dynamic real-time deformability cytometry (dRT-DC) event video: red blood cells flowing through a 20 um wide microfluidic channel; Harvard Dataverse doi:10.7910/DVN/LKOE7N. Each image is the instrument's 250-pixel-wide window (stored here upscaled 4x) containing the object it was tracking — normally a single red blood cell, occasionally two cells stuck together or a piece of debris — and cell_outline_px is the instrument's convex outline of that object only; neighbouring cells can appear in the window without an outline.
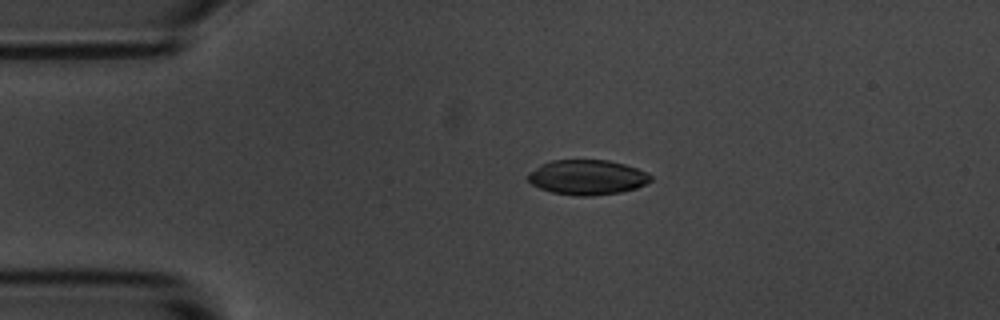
{"species": "common noctule bat (a hibernating species)", "species_latin": "Nyctalus noctula", "temperature_condition": "room temperature", "stored_images_in_passage": 44, "camera_frame_rate_fps": 3000, "um_per_image_px": 0.085, "animal": {"sex": "male", "body_mass_g": 20.1, "forearm_length_mm": 53.5}, "frame": {"image": 1, "passage_image": 1, "time_ms": 0.0, "image_size_px": [1000, 320], "cell_outline_px": [[652, 180], [636, 188], [620, 192], [592, 196], [576, 196], [552, 192], [540, 188], [532, 184], [528, 180], [528, 172], [540, 164], [552, 160], [608, 160], [624, 164], [648, 172], [652, 176]], "centroid_in_image_um": [49.9, 15.06], "position_along_channel_um": 35.1, "area_um2": 25.03}}
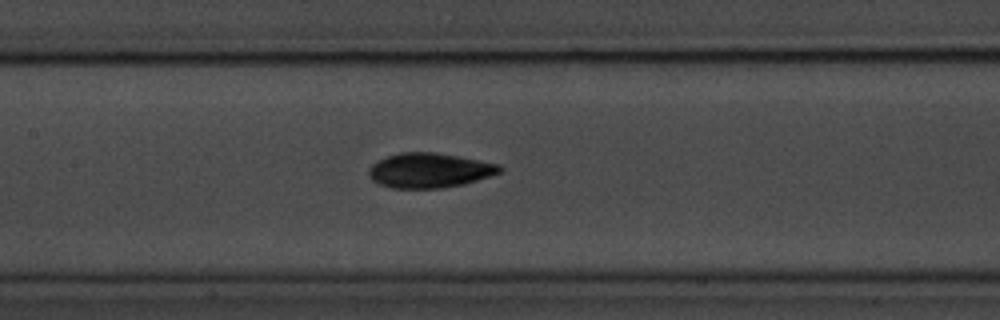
{"frame": {"image": 2, "passage_image": 15, "time_ms": 4.667, "image_size_px": [1000, 320], "cell_outline_px": [[504, 168], [500, 172], [464, 184], [444, 188], [392, 188], [380, 184], [372, 180], [368, 176], [368, 168], [372, 164], [388, 156], [400, 152], [436, 152], [500, 164]], "centroid_in_image_um": [36.49, 14.48], "position_along_channel_um": 170.9, "area_um2": 26.47}}
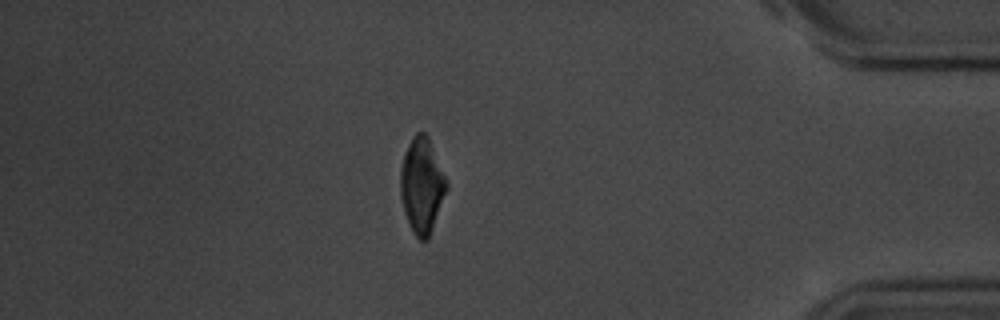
{"frame": {"image": 3, "passage_image": 37, "time_ms": 12.0, "image_size_px": [1000, 320], "cell_outline_px": [[448, 188], [428, 240], [420, 240], [412, 232], [408, 224], [404, 212], [400, 196], [400, 168], [404, 152], [412, 136], [416, 132], [424, 132], [428, 136], [448, 184]], "centroid_in_image_um": [35.84, 15.77], "position_along_channel_um": 399.4, "area_um2": 25.78}, "authors_computed_cell_mechanics": {"area_um2": 25.8944, "velocity_mm_per_s": 3.6368, "shape_relaxation_time_tau1_ms": 2.9466, "shape_relaxation_time_tau2_ms": 2.4999, "deformation_change_tau1": 0.1123, "deformation_change_tau2": 0.0592}}